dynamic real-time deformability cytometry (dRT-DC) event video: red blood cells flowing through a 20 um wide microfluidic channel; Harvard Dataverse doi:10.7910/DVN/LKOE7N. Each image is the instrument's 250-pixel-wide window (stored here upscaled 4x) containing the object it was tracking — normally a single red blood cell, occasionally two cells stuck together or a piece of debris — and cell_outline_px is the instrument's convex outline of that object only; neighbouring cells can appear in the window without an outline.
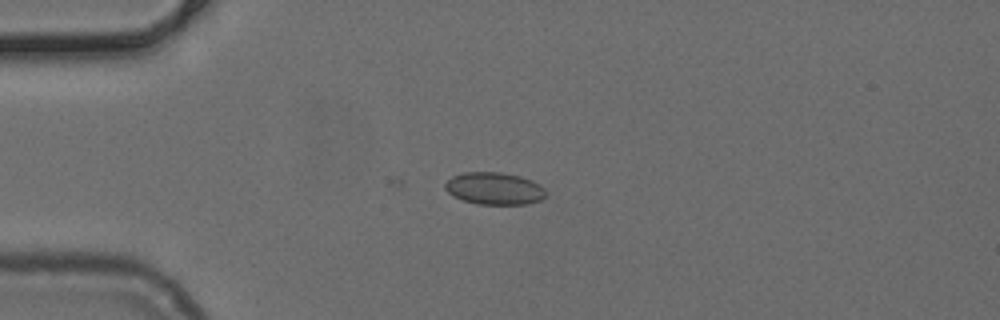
{"species": "common noctule bat (a hibernating species)", "species_latin": "Nyctalus noctula", "temperature_condition": "cold", "stored_images_in_passage": 3, "camera_frame_rate_fps": 3000, "um_per_image_px": 0.085, "animal": {"sex": "female", "body_mass_g": 24.6, "forearm_length_mm": 56.2}, "frame": {"image": 1, "passage_image": 3, "time_ms": 0.667, "image_size_px": [1000, 320], "cell_outline_px": [[544, 196], [540, 200], [524, 204], [476, 204], [452, 196], [444, 188], [444, 184], [452, 176], [464, 172], [500, 172], [520, 176], [532, 180], [540, 184], [544, 188]], "centroid_in_image_um": [41.99, 16.01], "position_along_channel_um": 43.0, "area_um2": 18.9}}